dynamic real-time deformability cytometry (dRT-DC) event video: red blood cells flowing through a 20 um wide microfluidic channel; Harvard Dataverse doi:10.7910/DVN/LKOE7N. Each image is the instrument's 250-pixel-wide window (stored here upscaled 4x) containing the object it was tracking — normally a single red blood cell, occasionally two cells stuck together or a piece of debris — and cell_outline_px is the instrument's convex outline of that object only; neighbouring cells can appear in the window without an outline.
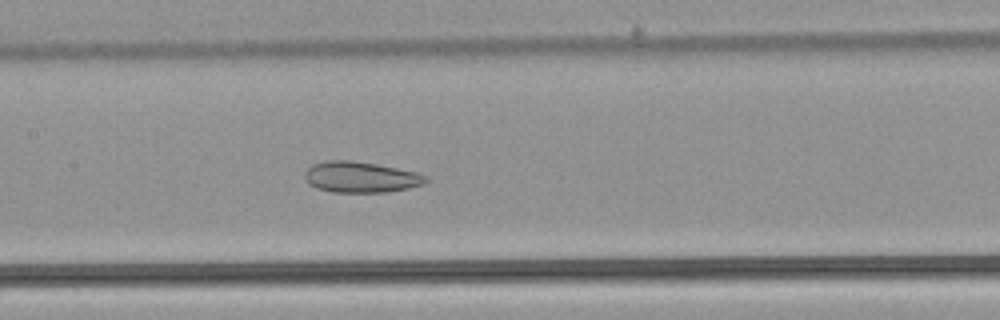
{"species": "common noctule bat (a hibernating species)", "species_latin": "Nyctalus noctula", "temperature_condition": "warm", "stored_images_in_passage": 36, "camera_frame_rate_fps": 3000, "um_per_image_px": 0.085, "animal": {"sex": "male", "body_mass_g": 21.5, "forearm_length_mm": 52.0}, "frame": {"image": 1, "passage_image": 9, "time_ms": 2.667, "image_size_px": [1000, 320], "cell_outline_px": [[428, 180], [424, 184], [408, 188], [388, 192], [332, 192], [316, 188], [308, 184], [304, 176], [304, 172], [312, 164], [328, 160], [348, 160], [376, 164], [416, 172], [428, 176]], "centroid_in_image_um": [30.64, 15.06], "position_along_channel_um": 176.8, "area_um2": 21.85}}
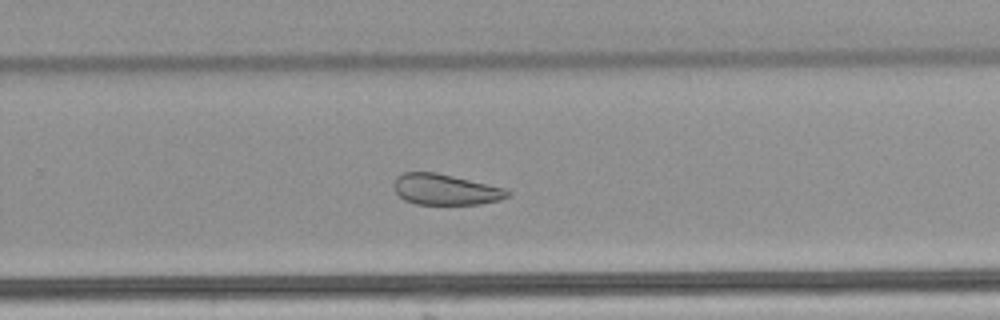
{"frame": {"image": 2, "passage_image": 18, "time_ms": 5.667, "image_size_px": [1000, 320], "cell_outline_px": [[512, 192], [508, 196], [500, 200], [480, 204], [416, 204], [404, 200], [392, 188], [392, 184], [396, 176], [404, 172], [436, 172], [504, 188]], "centroid_in_image_um": [37.82, 16.11], "position_along_channel_um": 292.0, "area_um2": 20.46}}
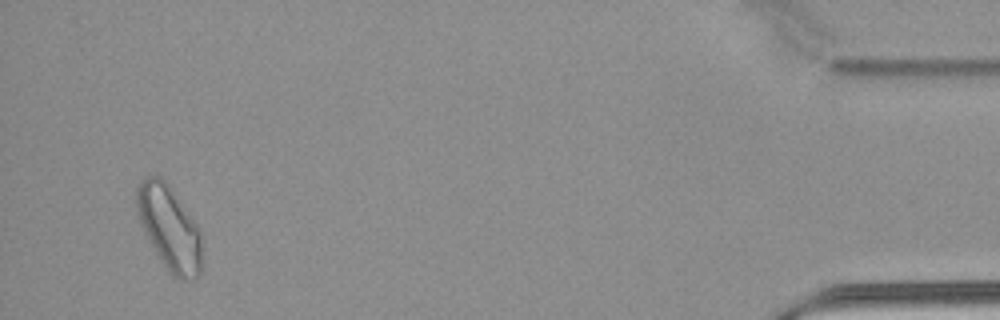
{"frame": {"image": 3, "passage_image": 34, "time_ms": 11.0, "image_size_px": [1000, 320], "cell_outline_px": [[204, 264], [200, 272], [192, 280], [176, 280], [168, 272], [160, 260], [148, 240], [140, 224], [136, 212], [136, 188], [148, 176], [160, 176], [168, 184], [196, 224], [200, 232]], "centroid_in_image_um": [14.4, 19.45], "position_along_channel_um": 420.8, "area_um2": 32.31}}